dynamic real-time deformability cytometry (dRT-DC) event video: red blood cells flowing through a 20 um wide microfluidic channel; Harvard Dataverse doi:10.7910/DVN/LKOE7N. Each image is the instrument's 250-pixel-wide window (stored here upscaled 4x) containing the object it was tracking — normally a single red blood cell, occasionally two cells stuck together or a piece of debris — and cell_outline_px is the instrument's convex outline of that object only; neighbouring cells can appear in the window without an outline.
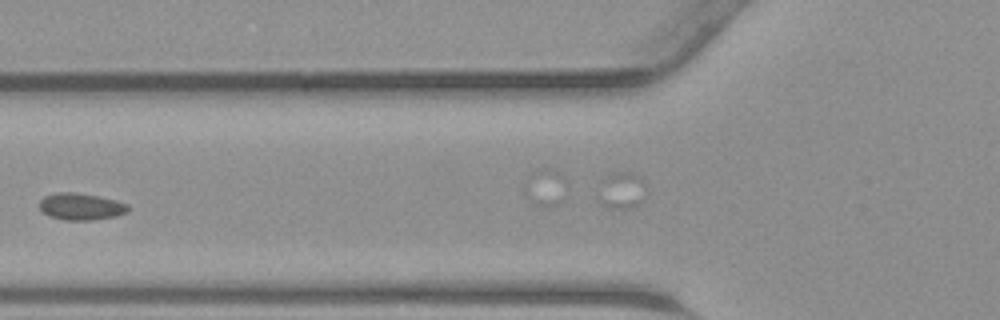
{"species": "common noctule bat (a hibernating species)", "species_latin": "Nyctalus noctula", "temperature_condition": "warm", "stored_images_in_passage": 5, "camera_frame_rate_fps": 3000, "um_per_image_px": 0.085, "animal": {"sex": "male", "body_mass_g": 23.1, "forearm_length_mm": 52.7}, "frame": {"image": 1, "passage_image": 4, "time_ms": 1.0, "image_size_px": [1000, 320], "cell_outline_px": [[128, 212], [116, 216], [92, 220], [64, 220], [48, 216], [40, 208], [40, 200], [44, 196], [56, 192], [76, 192], [100, 196], [116, 200], [128, 204]], "centroid_in_image_um": [6.88, 17.55], "position_along_channel_um": 118.9, "area_um2": 13.99}}